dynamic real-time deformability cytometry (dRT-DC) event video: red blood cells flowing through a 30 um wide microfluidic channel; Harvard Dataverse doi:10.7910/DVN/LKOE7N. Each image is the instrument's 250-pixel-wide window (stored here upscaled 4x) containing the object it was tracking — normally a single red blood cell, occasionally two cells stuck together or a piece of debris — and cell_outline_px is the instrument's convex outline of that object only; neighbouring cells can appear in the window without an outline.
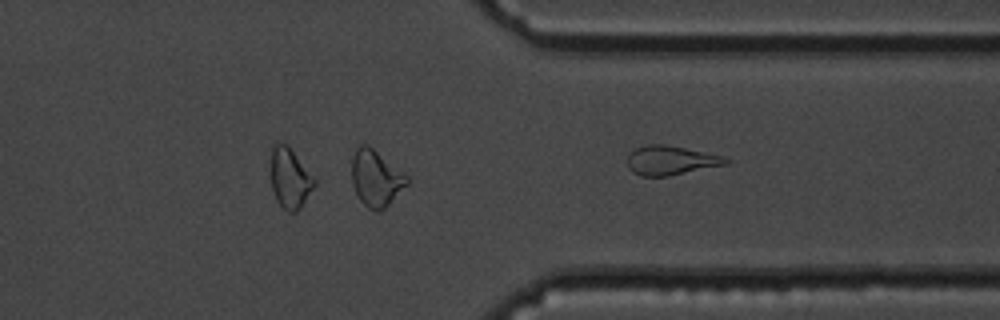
{"species": "common noctule bat (a hibernating species)", "species_latin": "Nyctalus noctula", "temperature_condition": "cold", "stored_images_in_passage": 45, "camera_frame_rate_fps": 3000, "um_per_image_px": 0.085, "animal": {"sex": "male", "body_mass_g": 19.5, "forearm_length_mm": 54.6}, "frame": {"image": 1, "passage_image": 45, "time_ms": 14.667, "image_size_px": [1000, 320], "cell_outline_px": [[732, 160], [728, 164], [668, 176], [640, 176], [632, 172], [628, 168], [628, 152], [644, 144], [664, 144], [684, 148], [720, 156]], "centroid_in_image_um": [56.96, 13.63], "position_along_channel_um": 354.4, "area_um2": 16.7}}